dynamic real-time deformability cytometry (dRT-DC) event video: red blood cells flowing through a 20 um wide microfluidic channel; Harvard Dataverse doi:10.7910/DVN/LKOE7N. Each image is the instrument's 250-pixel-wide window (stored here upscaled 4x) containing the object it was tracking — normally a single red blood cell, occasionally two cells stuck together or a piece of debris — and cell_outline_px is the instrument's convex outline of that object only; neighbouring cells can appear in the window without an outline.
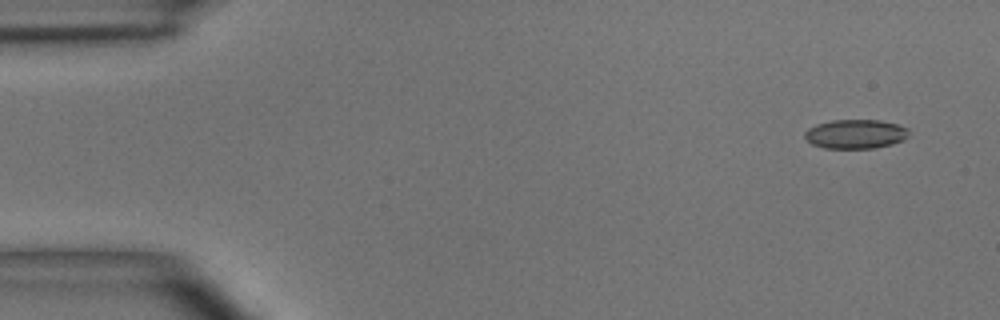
{"species": "common noctule bat (a hibernating species)", "species_latin": "Nyctalus noctula", "temperature_condition": "room temperature", "stored_images_in_passage": 4, "camera_frame_rate_fps": 3000, "um_per_image_px": 0.085, "animal": {"sex": "male", "body_mass_g": 15.6}, "frame": {"image": 1, "passage_image": 1, "time_ms": 0.0, "image_size_px": [1000, 320], "cell_outline_px": [[908, 136], [904, 140], [892, 144], [872, 148], [824, 148], [812, 144], [804, 136], [804, 132], [808, 128], [816, 124], [832, 120], [880, 120], [896, 124], [908, 128]], "centroid_in_image_um": [72.71, 11.39], "position_along_channel_um": 12.3, "area_um2": 17.69}}